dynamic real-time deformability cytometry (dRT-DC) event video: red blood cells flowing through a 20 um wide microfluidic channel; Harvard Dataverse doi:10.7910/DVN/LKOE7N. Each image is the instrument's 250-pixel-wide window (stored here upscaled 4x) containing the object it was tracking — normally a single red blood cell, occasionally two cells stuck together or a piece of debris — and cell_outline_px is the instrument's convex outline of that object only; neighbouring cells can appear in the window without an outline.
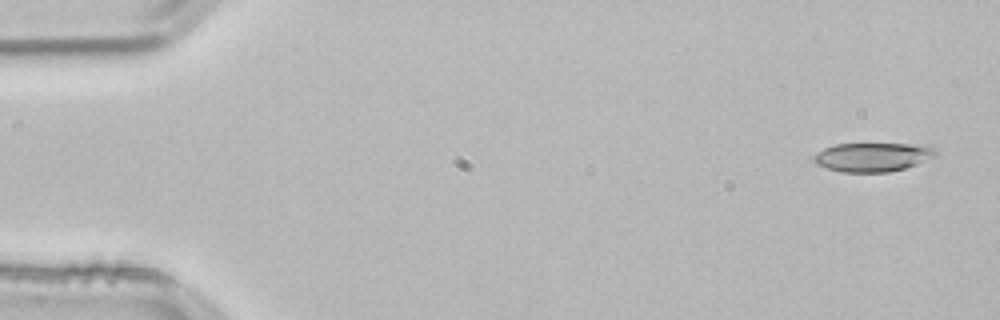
{"species": "common noctule bat (a hibernating species)", "species_latin": "Nyctalus noctula", "temperature_condition": "room temperature", "stored_images_in_passage": 51, "camera_frame_rate_fps": 3000, "um_per_image_px": 0.085, "animal": {"sex": "male", "body_mass_g": 21.5, "forearm_length_mm": 52.0}, "frame": {"image": 1, "passage_image": 1, "time_ms": 0.0, "image_size_px": [1000, 320], "cell_outline_px": [[936, 156], [916, 164], [904, 168], [888, 172], [840, 172], [816, 164], [812, 160], [812, 156], [816, 152], [824, 148], [836, 144], [912, 144], [932, 148], [936, 152]], "centroid_in_image_um": [74.1, 13.35], "position_along_channel_um": 10.9, "area_um2": 20.35}}
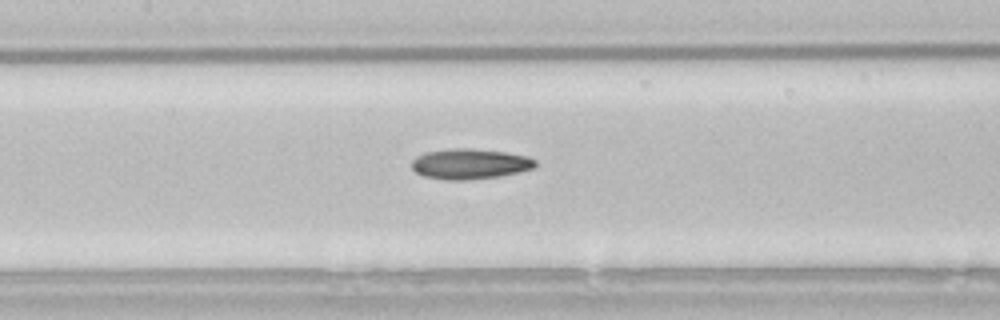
{"frame": {"image": 2, "passage_image": 23, "time_ms": 7.333, "image_size_px": [1000, 320], "cell_outline_px": [[536, 168], [520, 172], [500, 176], [468, 180], [444, 180], [424, 176], [416, 172], [412, 168], [412, 160], [416, 156], [424, 152], [452, 148], [472, 148], [504, 152], [528, 156], [536, 160]], "centroid_in_image_um": [39.95, 13.93], "position_along_channel_um": 167.4, "area_um2": 22.14}}
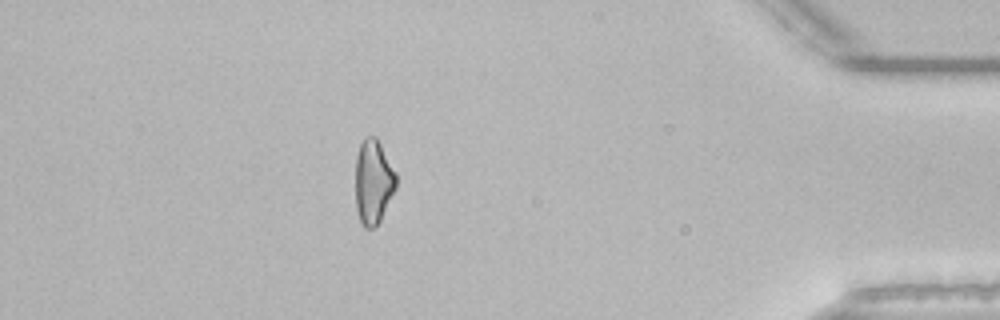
{"frame": {"image": 3, "passage_image": 45, "time_ms": 14.667, "image_size_px": [1000, 320], "cell_outline_px": [[396, 188], [376, 228], [364, 228], [360, 220], [356, 208], [356, 156], [360, 144], [368, 136], [376, 136], [396, 172]], "centroid_in_image_um": [31.73, 15.47], "position_along_channel_um": 403.5, "area_um2": 19.94}}